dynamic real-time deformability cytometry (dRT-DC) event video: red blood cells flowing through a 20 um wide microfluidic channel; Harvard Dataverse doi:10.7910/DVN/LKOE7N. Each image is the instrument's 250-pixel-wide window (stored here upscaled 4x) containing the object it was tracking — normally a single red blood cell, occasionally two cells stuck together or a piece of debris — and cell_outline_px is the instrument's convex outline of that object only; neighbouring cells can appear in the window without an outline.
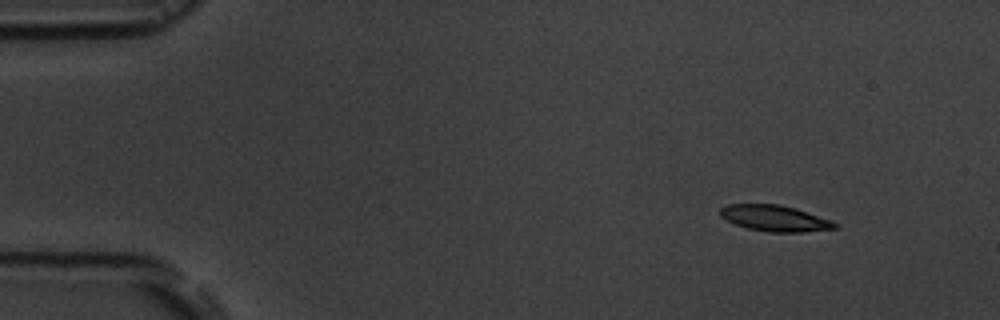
{"species": "common noctule bat (a hibernating species)", "species_latin": "Nyctalus noctula", "temperature_condition": "room temperature", "stored_images_in_passage": 4, "camera_frame_rate_fps": 3000, "um_per_image_px": 0.085, "animal": {"sex": "male", "body_mass_g": 19.5, "forearm_length_mm": 54.6}, "frame": {"image": 1, "passage_image": 1, "time_ms": 0.0, "image_size_px": [1000, 320], "cell_outline_px": [[840, 228], [804, 232], [768, 232], [748, 228], [736, 224], [720, 216], [720, 208], [728, 204], [780, 204], [832, 220], [840, 224]], "centroid_in_image_um": [65.91, 18.56], "position_along_channel_um": 19.1, "area_um2": 17.4}}
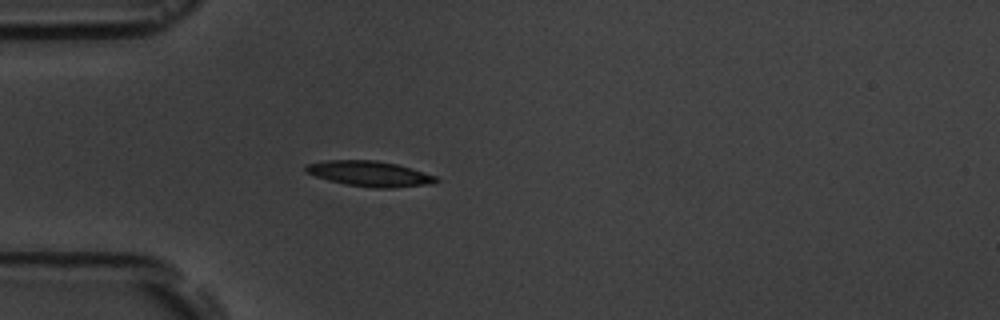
{"frame": {"image": 2, "passage_image": 4, "time_ms": 3.333, "image_size_px": [1000, 320], "cell_outline_px": [[440, 180], [432, 184], [392, 188], [372, 188], [344, 184], [328, 180], [304, 172], [304, 164], [324, 160], [376, 160], [396, 164], [436, 176]], "centroid_in_image_um": [31.37, 14.76], "position_along_channel_um": 53.6, "area_um2": 19.42}}